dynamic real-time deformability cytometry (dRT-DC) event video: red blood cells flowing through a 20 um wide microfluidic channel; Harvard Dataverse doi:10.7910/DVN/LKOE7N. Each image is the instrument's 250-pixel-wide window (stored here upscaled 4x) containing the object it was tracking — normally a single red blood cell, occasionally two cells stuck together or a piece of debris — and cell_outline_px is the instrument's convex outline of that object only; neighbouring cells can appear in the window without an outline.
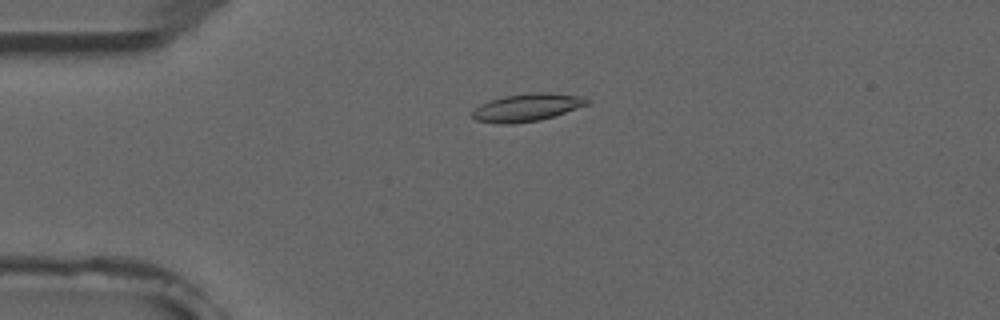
{"species": "common noctule bat (a hibernating species)", "species_latin": "Nyctalus noctula", "temperature_condition": "room temperature", "stored_images_in_passage": 53, "camera_frame_rate_fps": 3000, "um_per_image_px": 0.085, "animal": {"sex": "male", "forearm_length_mm": 52.5}, "frame": {"image": 1, "passage_image": 13, "time_ms": 4.0, "image_size_px": [1000, 320], "cell_outline_px": [[592, 100], [588, 104], [540, 120], [512, 124], [496, 124], [476, 120], [472, 116], [472, 112], [480, 104], [504, 96], [528, 92], [552, 92], [584, 96]], "centroid_in_image_um": [44.81, 9.12], "position_along_channel_um": 40.2, "area_um2": 18.61}}
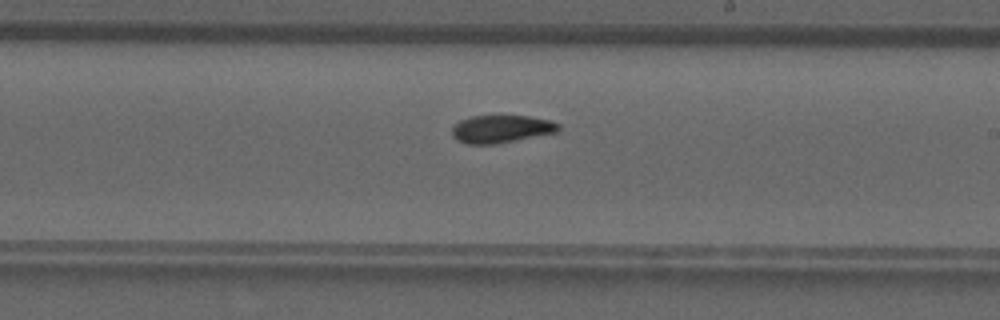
{"frame": {"image": 2, "passage_image": 31, "time_ms": 10.0, "image_size_px": [1000, 320], "cell_outline_px": [[560, 128], [556, 132], [496, 144], [468, 144], [456, 140], [452, 136], [452, 128], [460, 120], [472, 116], [528, 116], [552, 120], [560, 124]], "centroid_in_image_um": [42.6, 10.96], "position_along_channel_um": 246.4, "area_um2": 17.17}}
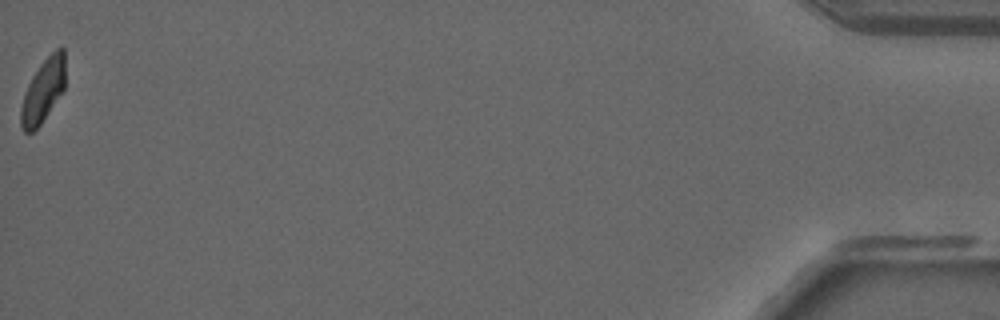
{"frame": {"image": 3, "passage_image": 53, "time_ms": 17.333, "image_size_px": [1000, 320], "cell_outline_px": [[64, 88], [40, 124], [32, 132], [24, 132], [20, 124], [20, 108], [24, 92], [32, 76], [40, 64], [56, 48], [64, 48]], "centroid_in_image_um": [3.63, 7.71], "position_along_channel_um": 431.6, "area_um2": 16.07}, "authors_computed_cell_mechanics": {"area_um2": 17.5712, "velocity_mm_per_s": 3.9199, "shape_relaxation_time_tau1_ms": 11.0852, "shape_relaxation_time_tau2_ms": 4.2071, "deformation_change_tau1": 0.2355, "deformation_change_tau2": 0.0833}}